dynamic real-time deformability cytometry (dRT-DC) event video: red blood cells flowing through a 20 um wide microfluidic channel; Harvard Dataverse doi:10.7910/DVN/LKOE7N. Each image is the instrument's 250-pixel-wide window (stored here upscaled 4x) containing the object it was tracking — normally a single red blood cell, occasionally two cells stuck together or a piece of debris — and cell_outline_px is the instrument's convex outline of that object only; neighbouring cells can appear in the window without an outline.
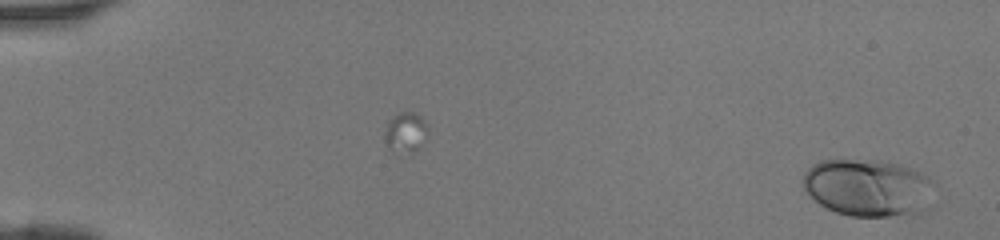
{"species": "human", "species_latin": "Homo sapiens", "temperature_condition": "room temperature", "stored_images_in_passage": 45, "camera_frame_rate_fps": 3000, "um_per_image_px": 0.085, "donor": {"sex": "female"}, "frame": {"image": 1, "passage_image": 1, "time_ms": 0.0, "image_size_px": [1000, 240], "cell_outline_px": [[936, 184], [928, 208], [916, 216], [852, 216], [836, 212], [820, 204], [804, 188], [804, 172], [812, 164], [820, 160], [880, 160], [900, 164], [920, 172], [928, 176]], "centroid_in_image_um": [73.87, 15.96], "position_along_channel_um": 11.1, "area_um2": 44.45}}
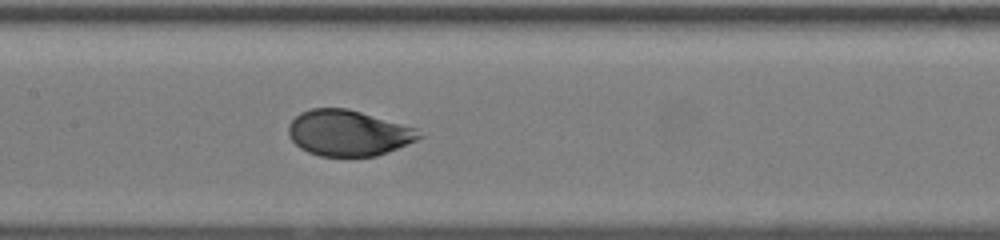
{"frame": {"image": 2, "passage_image": 23, "time_ms": 7.333, "image_size_px": [1000, 240], "cell_outline_px": [[424, 136], [416, 140], [376, 156], [320, 156], [308, 152], [300, 148], [288, 136], [288, 124], [300, 112], [312, 108], [348, 108], [416, 128]], "centroid_in_image_um": [29.57, 11.3], "position_along_channel_um": 177.8, "area_um2": 34.74}}
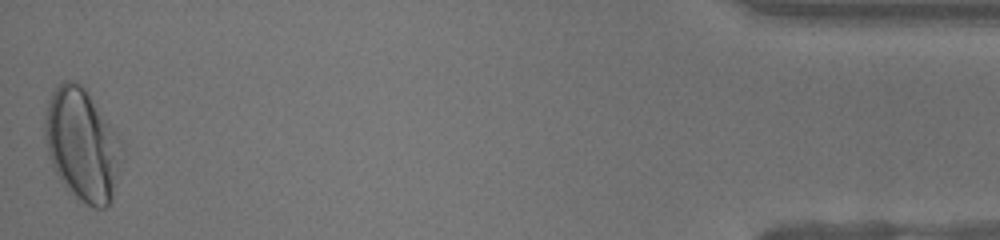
{"frame": {"image": 3, "passage_image": 45, "time_ms": 14.667, "image_size_px": [1000, 240], "cell_outline_px": [[124, 152], [112, 200], [108, 208], [96, 208], [80, 200], [68, 192], [60, 180], [48, 156], [44, 136], [44, 116], [48, 100], [52, 92], [64, 80], [76, 80], [84, 88], [116, 132], [120, 140]], "centroid_in_image_um": [6.98, 12.33], "position_along_channel_um": 428.2, "area_um2": 50.58}}